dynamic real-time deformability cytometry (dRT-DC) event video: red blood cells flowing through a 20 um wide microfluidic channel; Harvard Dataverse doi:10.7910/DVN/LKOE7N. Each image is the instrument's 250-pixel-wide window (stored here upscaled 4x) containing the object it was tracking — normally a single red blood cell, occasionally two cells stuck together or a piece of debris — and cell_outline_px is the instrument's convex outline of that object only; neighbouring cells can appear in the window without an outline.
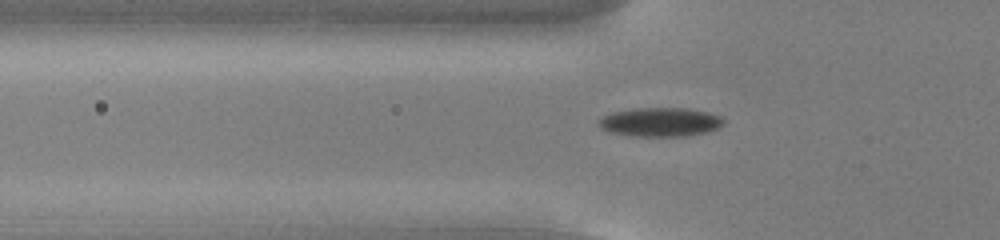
{"species": "common noctule bat (a hibernating species)", "species_latin": "Nyctalus noctula", "temperature_condition": "cold", "stored_images_in_passage": 48, "camera_frame_rate_fps": 3000, "um_per_image_px": 0.085, "animal": {"sex": "male", "body_mass_g": 13.0, "forearm_length_mm": 53.1}, "frame": {"image": 1, "passage_image": 12, "time_ms": 3.667, "image_size_px": [1000, 240], "cell_outline_px": [[724, 124], [708, 132], [684, 136], [636, 136], [612, 132], [604, 128], [600, 124], [600, 120], [604, 116], [612, 112], [636, 108], [688, 108], [708, 112], [724, 116]], "centroid_in_image_um": [56.22, 10.36], "position_along_channel_um": 69.6, "area_um2": 20.87}}
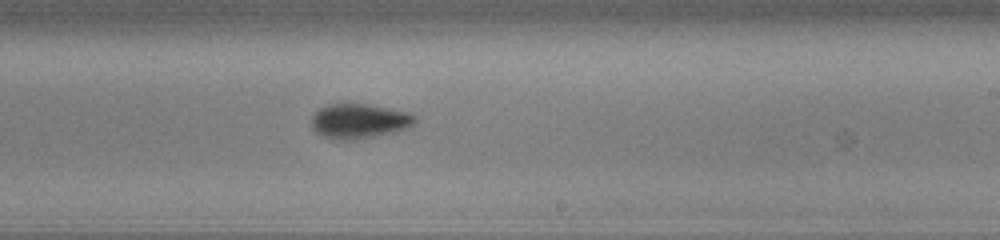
{"frame": {"image": 2, "passage_image": 27, "time_ms": 8.667, "image_size_px": [1000, 240], "cell_outline_px": [[416, 124], [412, 128], [356, 140], [340, 140], [324, 136], [316, 132], [312, 128], [312, 116], [320, 108], [328, 104], [368, 104], [408, 112], [416, 116]], "centroid_in_image_um": [30.58, 10.3], "position_along_channel_um": 258.4, "area_um2": 21.04}}
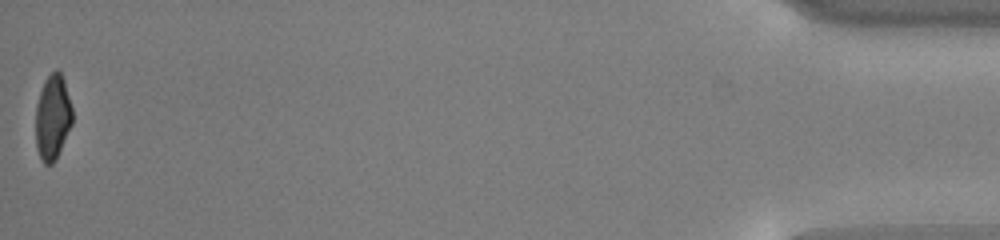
{"frame": {"image": 3, "passage_image": 48, "time_ms": 15.667, "image_size_px": [1000, 240], "cell_outline_px": [[72, 124], [56, 160], [52, 164], [44, 164], [36, 148], [36, 104], [44, 80], [56, 68], [60, 72], [64, 80], [72, 108]], "centroid_in_image_um": [4.47, 9.98], "position_along_channel_um": 430.7, "area_um2": 18.21}, "authors_computed_cell_mechanics": {"area_um2": 19.8832, "velocity_mm_per_s": 3.7917, "shape_relaxation_time_tau1_ms": 1.9161, "shape_relaxation_time_tau2_ms": 9.4756, "deformation_change_tau1": 0.1354, "deformation_change_tau2": 0.1234}}